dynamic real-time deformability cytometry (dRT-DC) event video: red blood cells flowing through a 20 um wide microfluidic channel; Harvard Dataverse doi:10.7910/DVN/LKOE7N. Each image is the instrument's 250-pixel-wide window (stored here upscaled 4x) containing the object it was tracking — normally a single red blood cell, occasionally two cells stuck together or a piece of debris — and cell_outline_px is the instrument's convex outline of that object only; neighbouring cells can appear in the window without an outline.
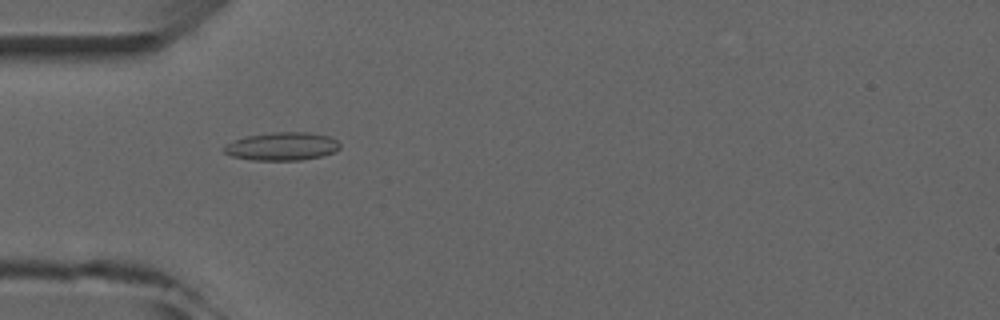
{"species": "common noctule bat (a hibernating species)", "species_latin": "Nyctalus noctula", "temperature_condition": "room temperature", "stored_images_in_passage": 3, "camera_frame_rate_fps": 3000, "um_per_image_px": 0.085, "animal": {"sex": "male", "forearm_length_mm": 52.5}, "frame": {"image": 1, "passage_image": 2, "time_ms": 2.333, "image_size_px": [1000, 320], "cell_outline_px": [[340, 148], [332, 152], [320, 156], [300, 160], [252, 160], [232, 156], [224, 152], [220, 148], [224, 144], [244, 136], [272, 132], [308, 132], [328, 136], [336, 140], [340, 144]], "centroid_in_image_um": [23.9, 12.43], "position_along_channel_um": 61.1, "area_um2": 19.07}}
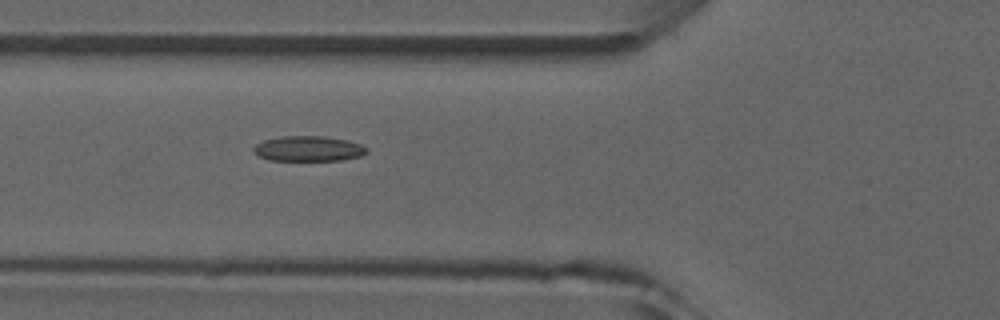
{"frame": {"image": 2, "passage_image": 3, "time_ms": 3.333, "image_size_px": [1000, 320], "cell_outline_px": [[368, 152], [360, 156], [340, 160], [268, 160], [256, 156], [252, 148], [256, 144], [264, 140], [280, 136], [324, 136], [348, 140], [360, 144], [368, 148]], "centroid_in_image_um": [26.19, 12.63], "position_along_channel_um": 99.6, "area_um2": 16.76}}